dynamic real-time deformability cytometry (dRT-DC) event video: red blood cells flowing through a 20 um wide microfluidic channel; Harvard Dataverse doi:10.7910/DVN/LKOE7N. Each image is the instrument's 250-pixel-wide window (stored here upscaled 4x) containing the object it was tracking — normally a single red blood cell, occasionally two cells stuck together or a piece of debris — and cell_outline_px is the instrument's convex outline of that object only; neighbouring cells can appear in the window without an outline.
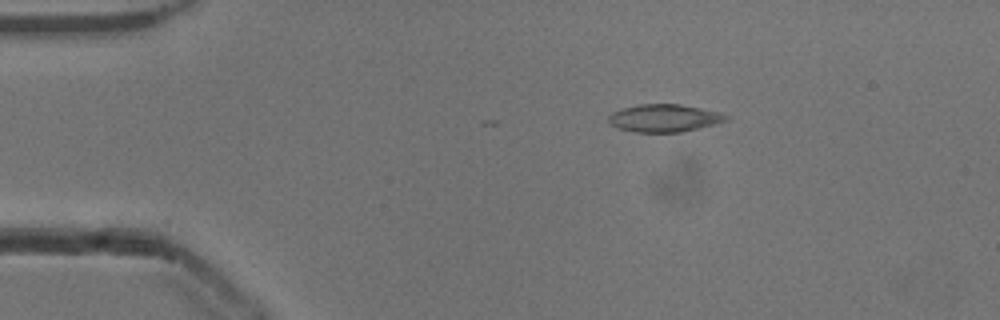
{"species": "common noctule bat (a hibernating species)", "species_latin": "Nyctalus noctula", "temperature_condition": "cold", "stored_images_in_passage": 44, "camera_frame_rate_fps": 3000, "um_per_image_px": 0.085, "animal": {"sex": "male", "body_mass_g": 13.3}, "frame": {"image": 1, "passage_image": 1, "time_ms": 0.0, "image_size_px": [1000, 320], "cell_outline_px": [[728, 120], [680, 132], [636, 132], [620, 128], [612, 124], [608, 120], [608, 116], [612, 112], [624, 108], [640, 104], [680, 104], [720, 112], [728, 116]], "centroid_in_image_um": [56.45, 10.03], "position_along_channel_um": 28.5, "area_um2": 18.55}}
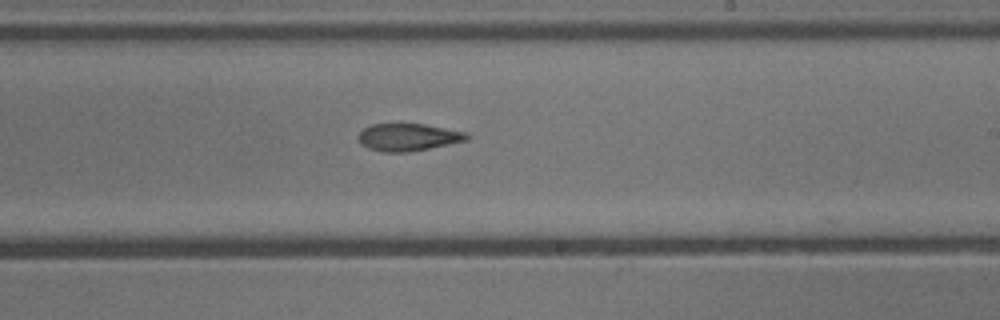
{"frame": {"image": 2, "passage_image": 23, "time_ms": 7.333, "image_size_px": [1000, 320], "cell_outline_px": [[468, 140], [408, 152], [380, 152], [368, 148], [360, 144], [356, 136], [364, 128], [372, 124], [424, 124], [464, 132], [468, 136]], "centroid_in_image_um": [34.61, 11.67], "position_along_channel_um": 254.4, "area_um2": 17.17}}
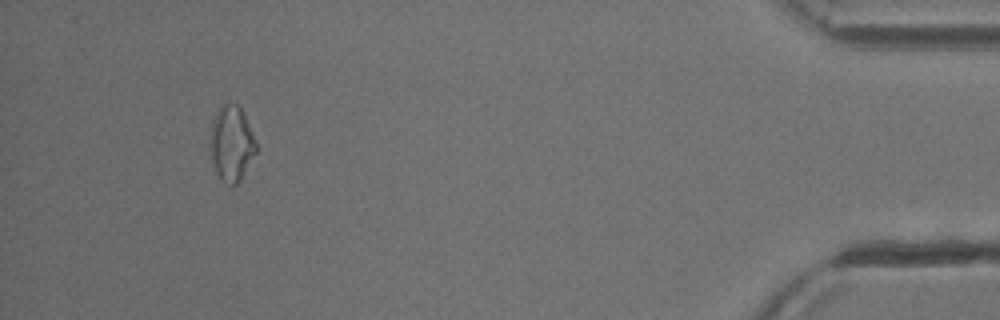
{"frame": {"image": 3, "passage_image": 41, "time_ms": 13.333, "image_size_px": [1000, 320], "cell_outline_px": [[256, 152], [240, 180], [236, 184], [232, 184], [220, 176], [216, 172], [212, 160], [208, 144], [208, 140], [212, 120], [220, 108], [224, 104], [236, 104], [240, 108], [248, 124], [256, 144]], "centroid_in_image_um": [19.64, 12.18], "position_along_channel_um": 415.6, "area_um2": 19.65}, "authors_computed_cell_mechanics": {"area_um2": 18.1492, "velocity_mm_per_s": 3.859, "shape_relaxation_time_tau1_ms": 8.6094, "shape_relaxation_time_tau2_ms": 6.8746, "deformation_change_tau1": 0.1663, "deformation_change_tau2": 0.1423}}